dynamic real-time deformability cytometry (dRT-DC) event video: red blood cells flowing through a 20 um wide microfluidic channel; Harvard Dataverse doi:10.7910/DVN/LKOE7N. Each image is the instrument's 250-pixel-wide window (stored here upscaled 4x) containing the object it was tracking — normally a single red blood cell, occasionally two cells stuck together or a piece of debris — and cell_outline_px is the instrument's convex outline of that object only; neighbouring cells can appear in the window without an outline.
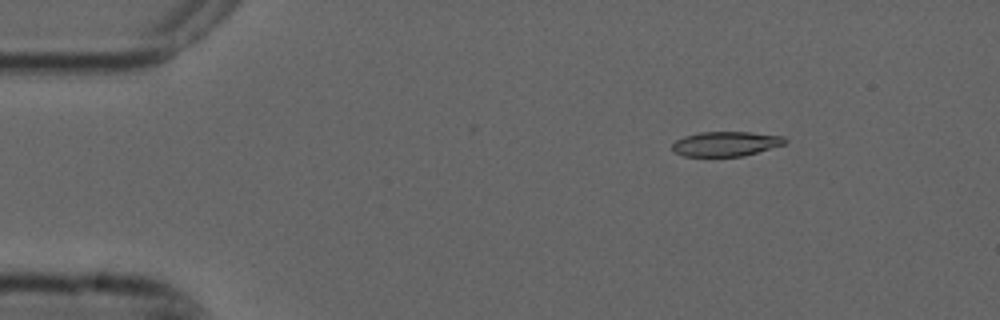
{"species": "common noctule bat (a hibernating species)", "species_latin": "Nyctalus noctula", "temperature_condition": "cold", "stored_images_in_passage": 5, "camera_frame_rate_fps": 3000, "um_per_image_px": 0.085, "animal": {"sex": "male", "forearm_length_mm": 52.5}, "frame": {"image": 1, "passage_image": 3, "time_ms": 0.667, "image_size_px": [1000, 320], "cell_outline_px": [[788, 140], [784, 144], [744, 156], [684, 156], [676, 152], [672, 148], [672, 144], [676, 140], [684, 136], [700, 132], [752, 132], [784, 136]], "centroid_in_image_um": [61.71, 12.22], "position_along_channel_um": 23.3, "area_um2": 16.18}}